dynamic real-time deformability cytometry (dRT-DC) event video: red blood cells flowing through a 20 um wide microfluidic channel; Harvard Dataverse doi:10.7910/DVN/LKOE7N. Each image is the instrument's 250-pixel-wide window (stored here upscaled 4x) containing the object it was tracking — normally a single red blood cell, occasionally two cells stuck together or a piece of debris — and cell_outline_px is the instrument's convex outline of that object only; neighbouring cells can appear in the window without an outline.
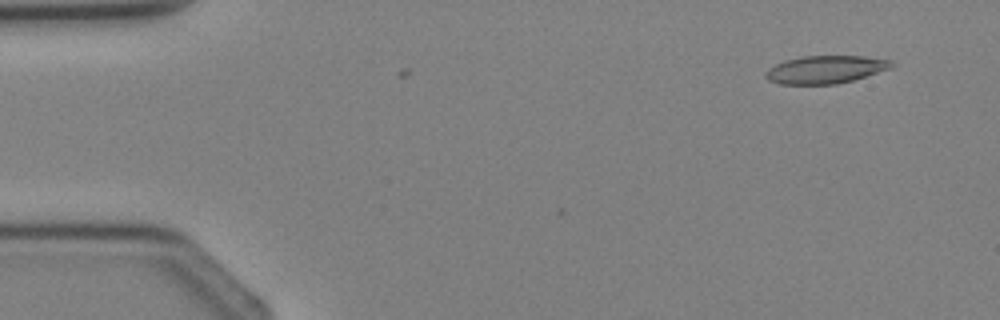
{"species": "Egyptian fruit bat (a non-hibernating species)", "species_latin": "Rousettus aegyptiacus", "temperature_condition": "cold", "stored_images_in_passage": 3, "segment_of_instrument_passage": [2, 2], "camera_frame_rate_fps": 3000, "um_per_image_px": 0.085, "animal": {"sex": "female"}, "frame": {"image": 1, "passage_image": 3, "time_ms": 2.333, "image_size_px": [1000, 320], "cell_outline_px": [[896, 64], [892, 68], [852, 80], [836, 84], [780, 84], [768, 80], [764, 76], [764, 72], [768, 68], [784, 60], [800, 56], [864, 56], [892, 60]], "centroid_in_image_um": [70.16, 5.9], "position_along_channel_um": 14.8, "area_um2": 20.58}}